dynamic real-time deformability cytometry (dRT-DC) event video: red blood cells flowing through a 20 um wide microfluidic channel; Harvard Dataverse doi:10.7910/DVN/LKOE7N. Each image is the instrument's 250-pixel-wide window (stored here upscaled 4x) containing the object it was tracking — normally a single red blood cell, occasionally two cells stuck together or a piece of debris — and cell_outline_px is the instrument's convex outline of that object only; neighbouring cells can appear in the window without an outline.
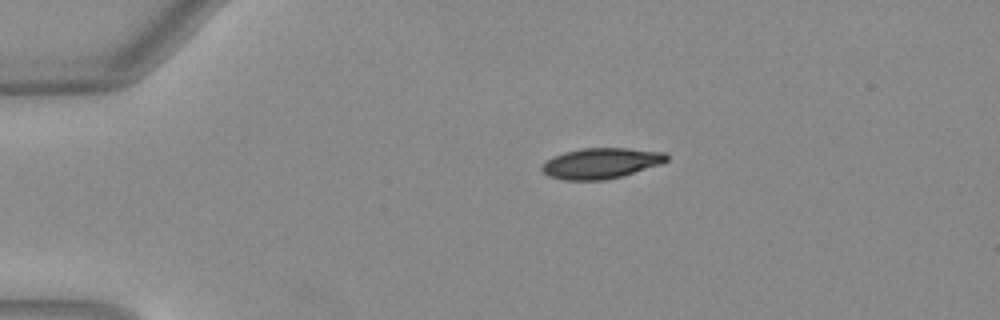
{"species": "Egyptian fruit bat (a non-hibernating species)", "species_latin": "Rousettus aegyptiacus", "temperature_condition": "warm", "stored_images_in_passage": 41, "camera_frame_rate_fps": 3000, "um_per_image_px": 0.085, "animal": {"sex": "female"}, "frame": {"image": 1, "passage_image": 1, "time_ms": 0.0, "image_size_px": [1000, 320], "cell_outline_px": [[668, 160], [660, 164], [624, 176], [604, 180], [564, 180], [548, 176], [540, 168], [548, 160], [564, 152], [580, 148], [628, 148], [664, 152], [668, 156]], "centroid_in_image_um": [51.11, 13.88], "position_along_channel_um": 33.9, "area_um2": 22.2}}
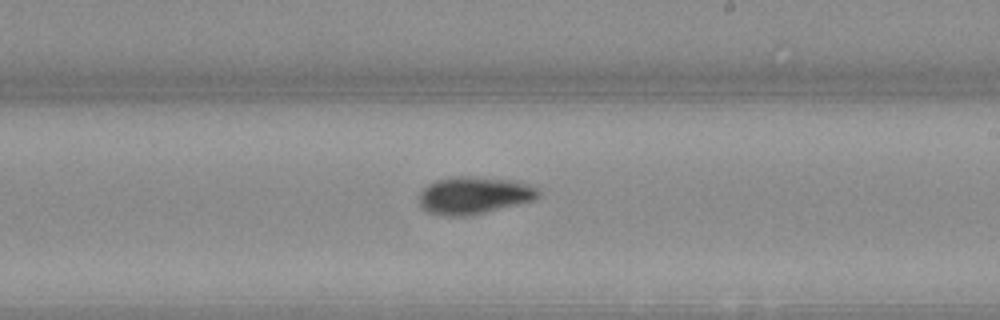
{"frame": {"image": 2, "passage_image": 21, "time_ms": 6.667, "image_size_px": [1000, 320], "cell_outline_px": [[540, 196], [536, 200], [468, 216], [444, 216], [428, 212], [420, 204], [420, 192], [428, 184], [436, 180], [448, 176], [472, 176], [520, 180], [540, 188]], "centroid_in_image_um": [40.36, 16.58], "position_along_channel_um": 248.6, "area_um2": 26.47}}
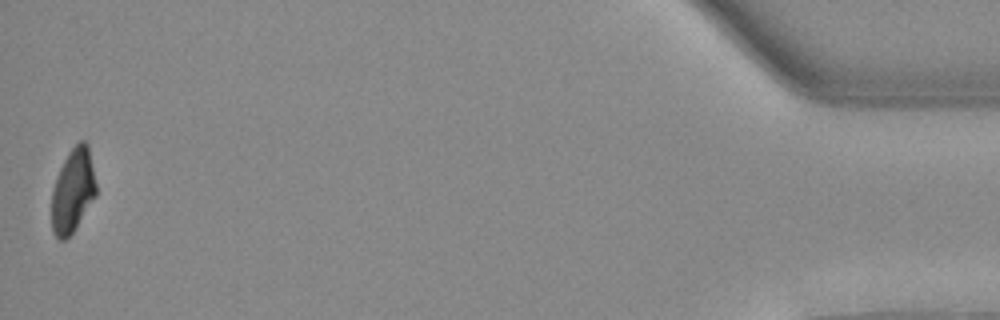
{"frame": {"image": 3, "passage_image": 41, "time_ms": 13.333, "image_size_px": [1000, 320], "cell_outline_px": [[96, 196], [72, 232], [64, 240], [60, 240], [52, 232], [52, 192], [60, 168], [68, 152], [80, 140], [84, 140], [88, 144], [96, 184]], "centroid_in_image_um": [6.2, 16.19], "position_along_channel_um": 429.0, "area_um2": 21.39}, "authors_computed_cell_mechanics": {"area_um2": 23.9292, "velocity_mm_per_s": 4.0427, "shape_relaxation_time_tau1_ms": 3.0678, "shape_relaxation_time_tau2_ms": 6.7763, "deformation_change_tau1": 0.1433, "deformation_change_tau2": 0.0912}}